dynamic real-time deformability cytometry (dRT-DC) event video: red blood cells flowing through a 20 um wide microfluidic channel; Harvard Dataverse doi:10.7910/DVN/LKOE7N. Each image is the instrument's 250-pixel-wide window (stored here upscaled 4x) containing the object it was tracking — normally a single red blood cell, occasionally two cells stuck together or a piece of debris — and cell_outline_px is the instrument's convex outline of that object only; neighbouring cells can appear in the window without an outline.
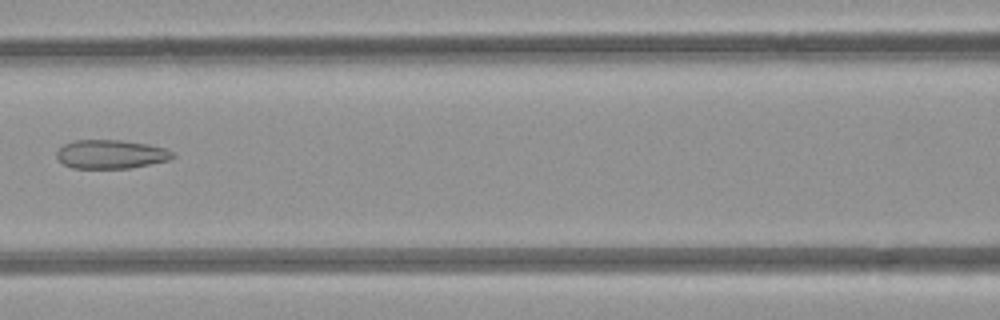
{"species": "common noctule bat (a hibernating species)", "species_latin": "Nyctalus noctula", "temperature_condition": "room temperature", "stored_images_in_passage": 7, "camera_frame_rate_fps": 3000, "um_per_image_px": 0.085, "animal": {"sex": "female", "body_mass_g": 21.9}, "frame": {"image": 1, "passage_image": 6, "time_ms": 6.667, "image_size_px": [1000, 320], "cell_outline_px": [[176, 156], [168, 160], [128, 168], [72, 168], [64, 164], [56, 156], [56, 152], [64, 144], [76, 140], [120, 140], [148, 144], [164, 148], [172, 152]], "centroid_in_image_um": [9.41, 13.1], "position_along_channel_um": 157.2, "area_um2": 19.25}}
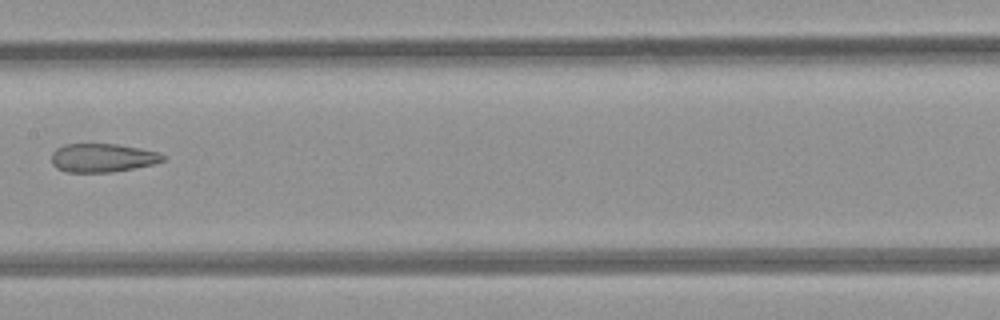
{"frame": {"image": 2, "passage_image": 7, "time_ms": 7.667, "image_size_px": [1000, 320], "cell_outline_px": [[164, 160], [156, 164], [112, 172], [68, 172], [56, 168], [52, 164], [52, 152], [56, 148], [64, 144], [116, 144], [140, 148], [160, 152], [164, 156]], "centroid_in_image_um": [8.72, 13.41], "position_along_channel_um": 198.7, "area_um2": 18.67}}